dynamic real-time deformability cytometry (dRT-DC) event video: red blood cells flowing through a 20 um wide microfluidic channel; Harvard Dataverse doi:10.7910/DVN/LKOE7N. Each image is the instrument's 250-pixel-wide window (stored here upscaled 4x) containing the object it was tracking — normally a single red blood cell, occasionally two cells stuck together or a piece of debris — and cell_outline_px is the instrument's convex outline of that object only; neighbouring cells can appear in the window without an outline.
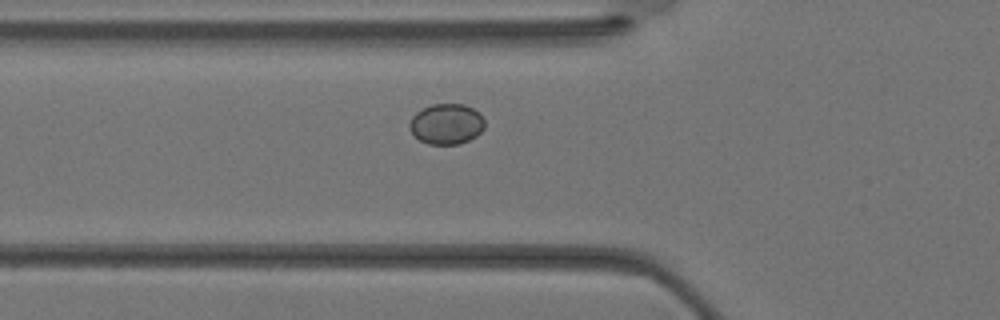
{"species": "Egyptian fruit bat (a non-hibernating species)", "species_latin": "Rousettus aegyptiacus", "temperature_condition": "warm", "stored_images_in_passage": 29, "camera_frame_rate_fps": 3000, "um_per_image_px": 0.085, "animal": {"sex": "female"}, "frame": {"image": 1, "passage_image": 8, "time_ms": 2.333, "image_size_px": [1000, 320], "cell_outline_px": [[484, 128], [476, 136], [460, 144], [428, 144], [420, 140], [408, 128], [408, 124], [412, 116], [416, 112], [432, 104], [464, 104], [480, 112], [484, 120]], "centroid_in_image_um": [37.95, 10.53], "position_along_channel_um": 87.9, "area_um2": 17.8}}
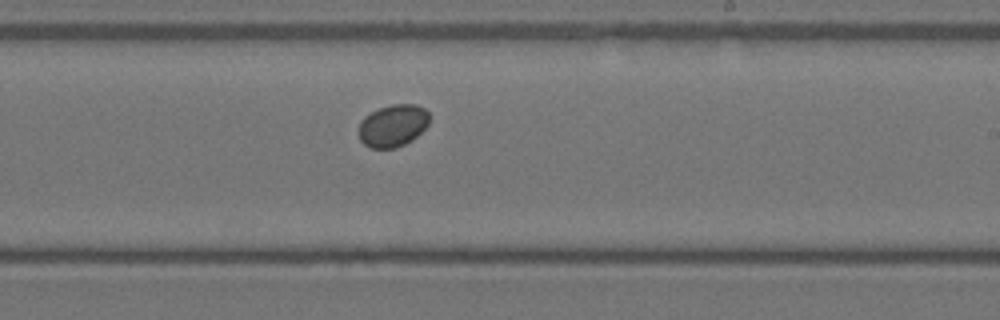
{"frame": {"image": 2, "passage_image": 17, "time_ms": 5.333, "image_size_px": [1000, 320], "cell_outline_px": [[428, 124], [412, 140], [396, 148], [372, 148], [364, 144], [360, 140], [360, 120], [364, 116], [380, 108], [392, 104], [416, 104], [424, 108], [428, 112]], "centroid_in_image_um": [33.39, 10.67], "position_along_channel_um": 255.6, "area_um2": 17.22}}
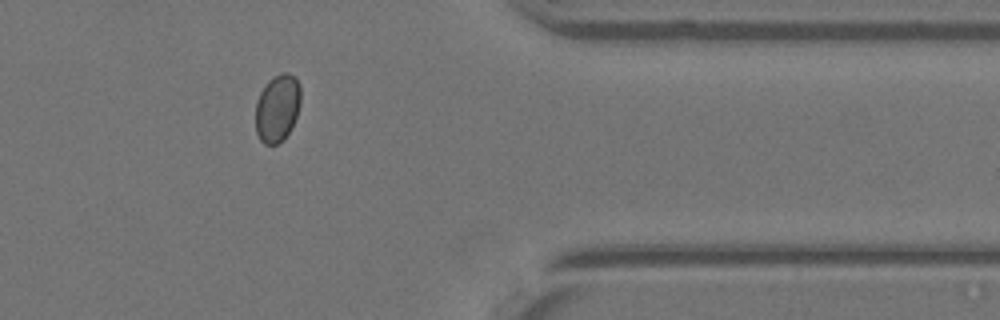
{"frame": {"image": 3, "passage_image": 25, "time_ms": 8.0, "image_size_px": [1000, 320], "cell_outline_px": [[300, 104], [296, 116], [288, 132], [276, 144], [264, 144], [260, 140], [256, 132], [256, 100], [260, 92], [268, 80], [280, 72], [288, 72], [296, 76], [300, 84]], "centroid_in_image_um": [23.57, 9.13], "position_along_channel_um": 387.8, "area_um2": 17.74}}